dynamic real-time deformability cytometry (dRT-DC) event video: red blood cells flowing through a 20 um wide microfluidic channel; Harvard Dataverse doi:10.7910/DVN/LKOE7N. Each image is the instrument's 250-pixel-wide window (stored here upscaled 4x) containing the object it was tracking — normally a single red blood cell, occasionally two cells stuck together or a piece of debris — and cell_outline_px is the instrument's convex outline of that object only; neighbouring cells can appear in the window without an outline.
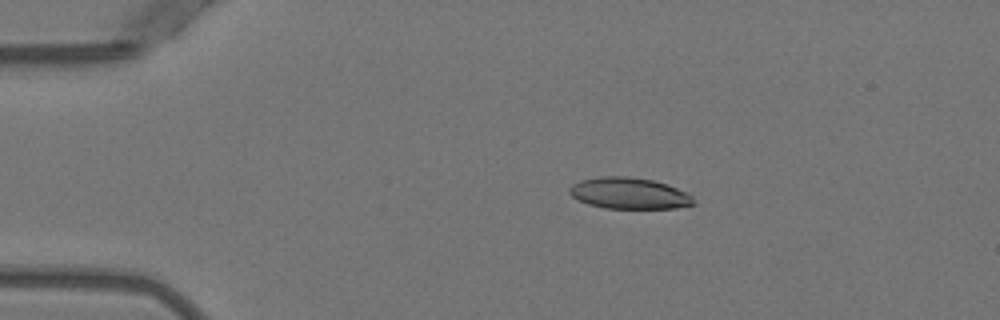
{"species": "Egyptian fruit bat (a non-hibernating species)", "species_latin": "Rousettus aegyptiacus", "temperature_condition": "warm", "stored_images_in_passage": 16, "camera_frame_rate_fps": 3000, "um_per_image_px": 0.085, "animal": {"sex": "female"}, "frame": {"image": 1, "passage_image": 10, "time_ms": 3.0, "image_size_px": [1000, 320], "cell_outline_px": [[696, 204], [676, 208], [604, 208], [588, 204], [572, 196], [568, 192], [568, 188], [572, 184], [580, 180], [600, 176], [624, 176], [652, 180], [676, 188], [692, 196]], "centroid_in_image_um": [53.44, 16.43], "position_along_channel_um": 31.6, "area_um2": 22.48}}